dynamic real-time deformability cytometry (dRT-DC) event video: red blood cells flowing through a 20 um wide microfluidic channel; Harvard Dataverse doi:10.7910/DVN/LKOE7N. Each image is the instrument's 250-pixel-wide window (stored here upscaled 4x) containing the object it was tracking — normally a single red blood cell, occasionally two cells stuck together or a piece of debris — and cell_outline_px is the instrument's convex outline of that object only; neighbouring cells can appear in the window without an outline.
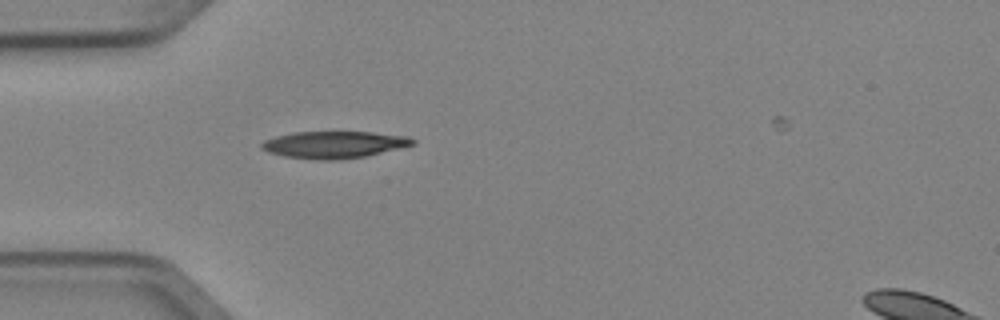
{"species": "Egyptian fruit bat (a non-hibernating species)", "species_latin": "Rousettus aegyptiacus", "temperature_condition": "cold", "stored_images_in_passage": 2, "segment_of_instrument_passage": [1, 2], "camera_frame_rate_fps": 3000, "um_per_image_px": 0.085, "animal": {"sex": "female"}, "frame": {"image": 1, "passage_image": 1, "time_ms": 0.0, "image_size_px": [1000, 320], "cell_outline_px": [[416, 144], [368, 156], [336, 160], [320, 160], [284, 156], [268, 152], [260, 148], [260, 144], [264, 140], [276, 136], [296, 132], [372, 132], [408, 136], [416, 140]], "centroid_in_image_um": [28.42, 12.3], "position_along_channel_um": 56.6, "area_um2": 23.87}}